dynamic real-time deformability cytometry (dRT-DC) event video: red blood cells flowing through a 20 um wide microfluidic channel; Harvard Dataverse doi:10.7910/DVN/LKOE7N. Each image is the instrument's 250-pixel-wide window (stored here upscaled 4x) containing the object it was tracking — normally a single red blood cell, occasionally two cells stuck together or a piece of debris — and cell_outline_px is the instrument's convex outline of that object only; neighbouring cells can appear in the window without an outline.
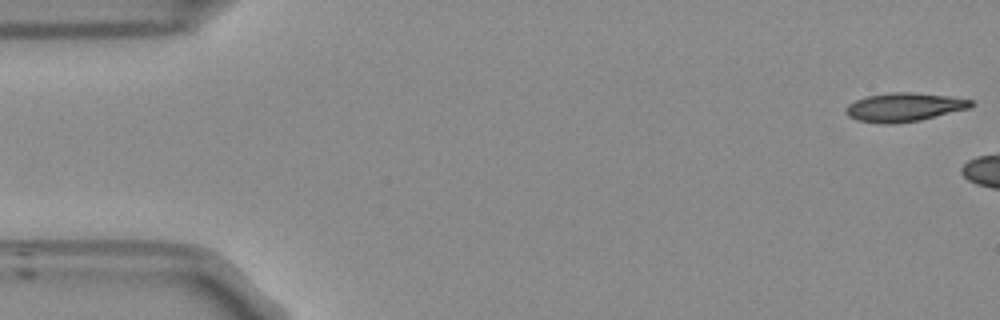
{"species": "Egyptian fruit bat (a non-hibernating species)", "species_latin": "Rousettus aegyptiacus", "temperature_condition": "room temperature", "stored_images_in_passage": 10, "camera_frame_rate_fps": 3000, "um_per_image_px": 0.085, "frame": {"image": 1, "passage_image": 1, "time_ms": 0.0, "image_size_px": [1000, 320], "cell_outline_px": [[976, 104], [968, 108], [920, 120], [888, 124], [856, 120], [848, 116], [844, 112], [844, 108], [848, 104], [856, 100], [868, 96], [892, 92], [912, 92], [948, 96], [972, 100]], "centroid_in_image_um": [76.82, 9.1], "position_along_channel_um": 8.2, "area_um2": 20.75}}